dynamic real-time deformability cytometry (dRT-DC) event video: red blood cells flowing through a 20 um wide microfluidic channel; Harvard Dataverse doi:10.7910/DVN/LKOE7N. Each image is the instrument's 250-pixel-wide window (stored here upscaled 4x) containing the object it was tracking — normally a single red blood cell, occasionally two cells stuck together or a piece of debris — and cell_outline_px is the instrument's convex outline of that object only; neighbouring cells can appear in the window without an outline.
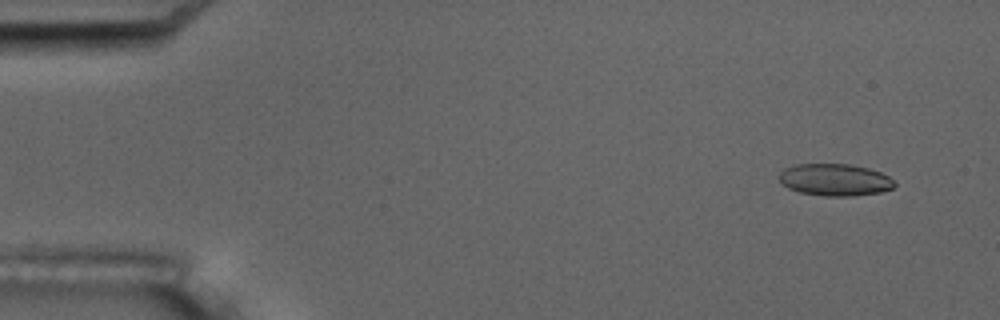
{"species": "common noctule bat (a hibernating species)", "species_latin": "Nyctalus noctula", "temperature_condition": "room temperature", "stored_images_in_passage": 5, "camera_frame_rate_fps": 3000, "um_per_image_px": 0.085, "animal": {"sex": "male", "body_mass_g": 17.5, "forearm_length_mm": 52.3}, "frame": {"image": 1, "passage_image": 1, "time_ms": 0.0, "image_size_px": [1000, 320], "cell_outline_px": [[896, 184], [892, 188], [880, 192], [852, 196], [824, 196], [800, 192], [788, 188], [776, 176], [784, 168], [796, 164], [852, 164], [868, 168], [880, 172], [888, 176]], "centroid_in_image_um": [70.94, 15.27], "position_along_channel_um": 14.1, "area_um2": 21.56}}